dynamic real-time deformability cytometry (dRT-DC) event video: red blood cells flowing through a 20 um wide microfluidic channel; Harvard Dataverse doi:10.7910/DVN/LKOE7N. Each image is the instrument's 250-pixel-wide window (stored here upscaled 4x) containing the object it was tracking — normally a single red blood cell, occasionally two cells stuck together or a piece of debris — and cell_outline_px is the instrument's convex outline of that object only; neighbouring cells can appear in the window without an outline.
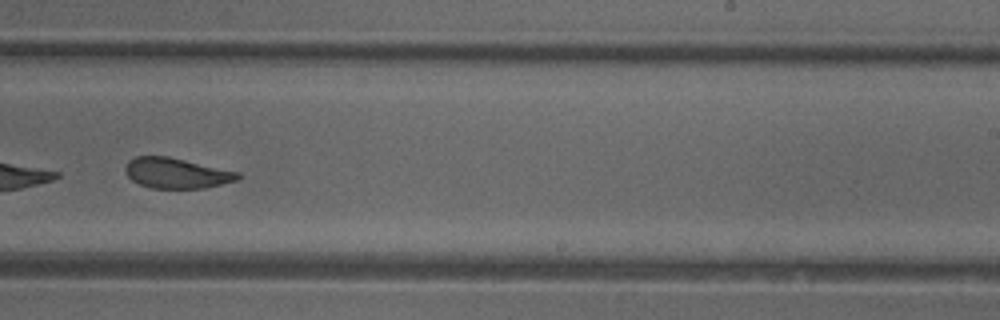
{"species": "common noctule bat (a hibernating species)", "species_latin": "Nyctalus noctula", "temperature_condition": "cold", "stored_images_in_passage": 45, "camera_frame_rate_fps": 3000, "um_per_image_px": 0.085, "animal": {"sex": "female"}, "frame": {"image": 1, "passage_image": 26, "time_ms": 8.333, "image_size_px": [1000, 320], "cell_outline_px": [[240, 176], [236, 180], [204, 188], [152, 188], [140, 184], [132, 180], [128, 176], [124, 168], [128, 160], [136, 156], [168, 156], [240, 172]], "centroid_in_image_um": [14.98, 14.7], "position_along_channel_um": 274.0, "area_um2": 19.83}}
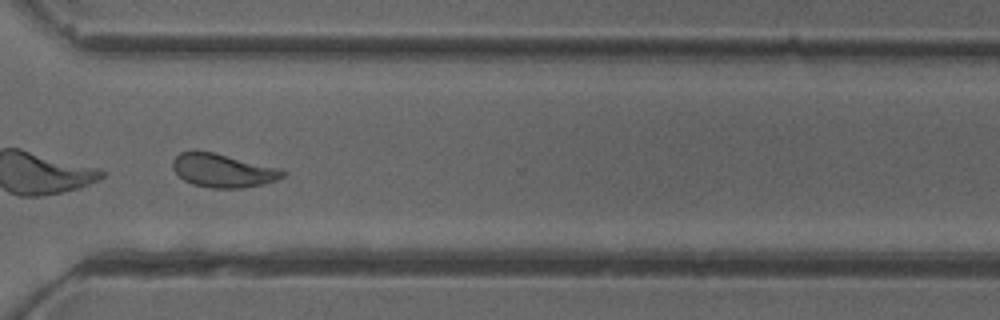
{"frame": {"image": 2, "passage_image": 32, "time_ms": 10.333, "image_size_px": [1000, 320], "cell_outline_px": [[288, 172], [284, 176], [276, 180], [264, 184], [244, 188], [212, 188], [192, 184], [184, 180], [172, 168], [172, 160], [180, 152], [192, 148], [196, 148], [216, 152], [280, 168]], "centroid_in_image_um": [18.93, 14.45], "position_along_channel_um": 351.7, "area_um2": 22.14}, "authors_computed_cell_mechanics": {"area_um2": 22.1374, "velocity_mm_per_s": 3.8792, "shape_relaxation_time_tau1_ms": null, "shape_relaxation_time_tau2_ms": 1.8706, "deformation_change_tau1": null, "deformation_change_tau2": 0.0894}}